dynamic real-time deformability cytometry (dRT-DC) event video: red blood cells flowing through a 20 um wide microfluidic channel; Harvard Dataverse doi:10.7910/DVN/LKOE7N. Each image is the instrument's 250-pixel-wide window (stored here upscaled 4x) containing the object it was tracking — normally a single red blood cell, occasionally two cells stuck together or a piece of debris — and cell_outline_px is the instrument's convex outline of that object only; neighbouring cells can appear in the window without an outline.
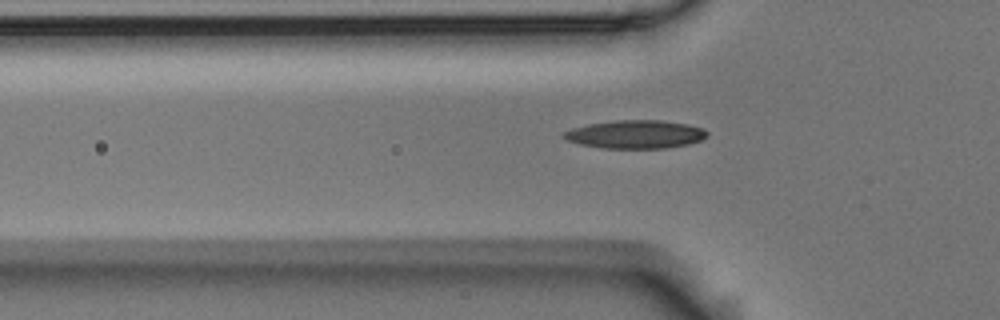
{"species": "Egyptian fruit bat (a non-hibernating species)", "species_latin": "Rousettus aegyptiacus", "temperature_condition": "room temperature", "stored_images_in_passage": 40, "camera_frame_rate_fps": 3000, "um_per_image_px": 0.085, "animal": {"sex": "male"}, "frame": {"image": 1, "passage_image": 9, "time_ms": 2.667, "image_size_px": [1000, 320], "cell_outline_px": [[708, 136], [700, 140], [688, 144], [668, 148], [600, 148], [580, 144], [568, 140], [560, 136], [564, 132], [572, 128], [588, 124], [616, 120], [660, 120], [688, 124], [704, 128], [708, 132]], "centroid_in_image_um": [54.03, 11.41], "position_along_channel_um": 71.8, "area_um2": 23.7}}
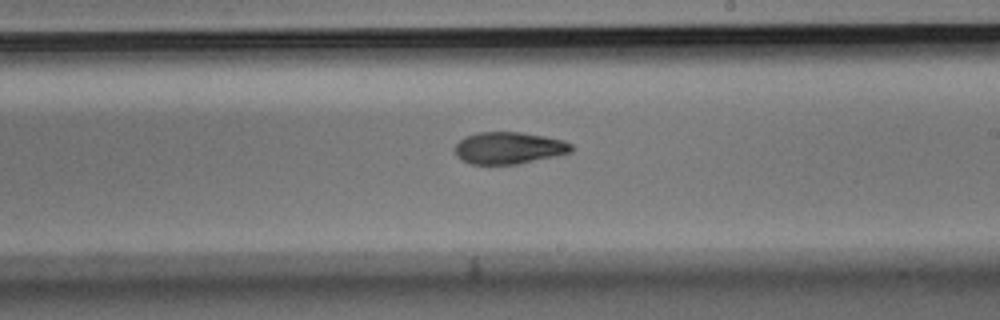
{"frame": {"image": 2, "passage_image": 23, "time_ms": 7.333, "image_size_px": [1000, 320], "cell_outline_px": [[572, 152], [556, 156], [516, 164], [472, 164], [456, 156], [456, 144], [464, 136], [480, 132], [520, 132], [544, 136], [564, 140], [572, 144]], "centroid_in_image_um": [43.27, 12.57], "position_along_channel_um": 245.7, "area_um2": 21.56}}
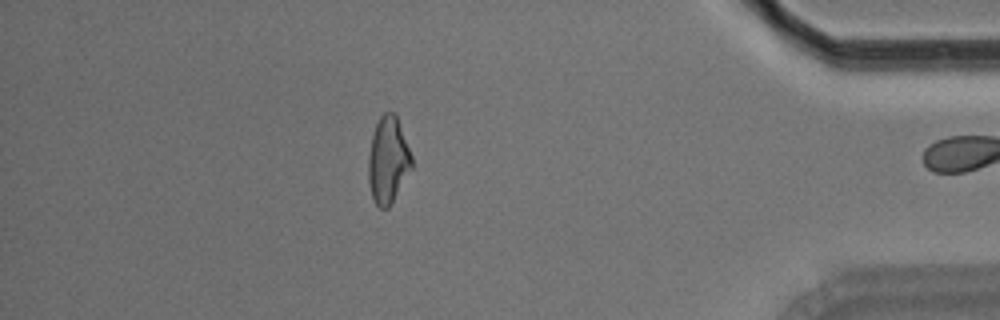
{"frame": {"image": 3, "passage_image": 39, "time_ms": 12.667, "image_size_px": [1000, 320], "cell_outline_px": [[412, 168], [388, 208], [380, 208], [372, 200], [368, 180], [368, 156], [372, 136], [376, 124], [380, 116], [384, 112], [396, 112], [412, 156]], "centroid_in_image_um": [32.98, 13.59], "position_along_channel_um": 402.2, "area_um2": 21.96}, "authors_computed_cell_mechanics": {"area_um2": 21.964, "velocity_mm_per_s": 3.7049, "shape_relaxation_time_tau1_ms": 7.7219, "shape_relaxation_time_tau2_ms": 7.2216, "deformation_change_tau1": 0.1986, "deformation_change_tau2": 0.1582}}